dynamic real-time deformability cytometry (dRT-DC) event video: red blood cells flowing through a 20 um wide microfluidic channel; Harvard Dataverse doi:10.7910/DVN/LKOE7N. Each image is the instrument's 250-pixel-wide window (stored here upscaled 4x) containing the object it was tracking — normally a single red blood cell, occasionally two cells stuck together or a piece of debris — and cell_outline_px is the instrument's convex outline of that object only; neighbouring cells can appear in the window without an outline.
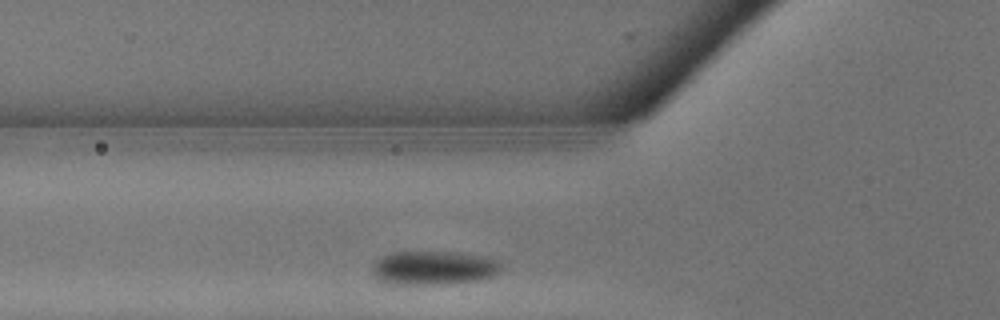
{"species": "common noctule bat (a hibernating species)", "species_latin": "Nyctalus noctula", "temperature_condition": "warm", "stored_images_in_passage": 11, "camera_frame_rate_fps": 3000, "um_per_image_px": 0.085, "animal": {"sex": "male", "body_mass_g": 13.3}, "frame": {"image": 1, "passage_image": 2, "time_ms": 0.333, "image_size_px": [1000, 320], "cell_outline_px": [[500, 268], [492, 276], [476, 280], [452, 284], [392, 284], [376, 280], [372, 272], [372, 264], [376, 260], [392, 252], [464, 252], [488, 256], [500, 260]], "centroid_in_image_um": [36.85, 22.76], "position_along_channel_um": 88.9, "area_um2": 25.78}}
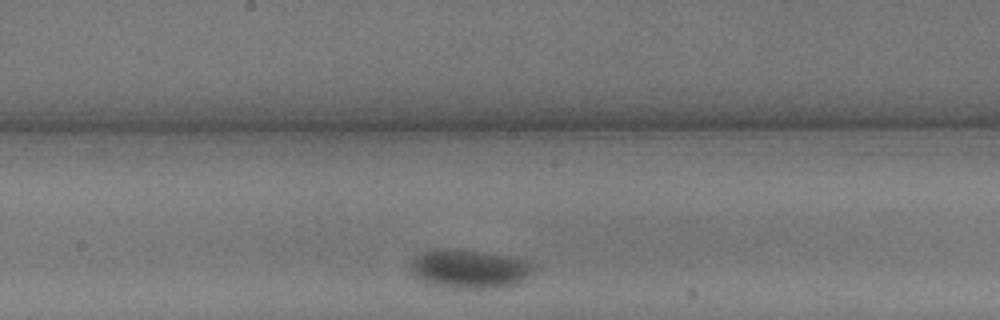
{"frame": {"image": 2, "passage_image": 7, "time_ms": 2.0, "image_size_px": [1000, 320], "cell_outline_px": [[536, 272], [524, 280], [516, 284], [504, 288], [452, 288], [432, 284], [416, 280], [408, 264], [420, 252], [432, 248], [460, 248], [508, 256], [524, 260], [536, 264]], "centroid_in_image_um": [39.9, 22.84], "position_along_channel_um": 208.3, "area_um2": 28.73}}
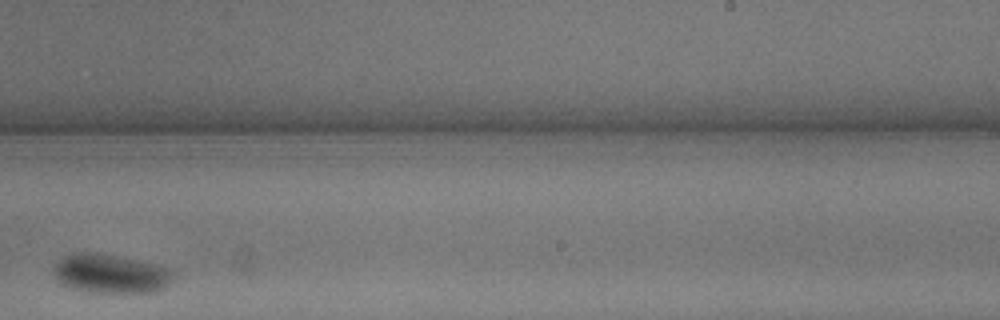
{"frame": {"image": 3, "passage_image": 10, "time_ms": 3.0, "image_size_px": [1000, 320], "cell_outline_px": [[176, 272], [172, 280], [164, 288], [152, 292], [96, 292], [72, 288], [64, 284], [56, 276], [56, 264], [64, 256], [72, 252], [92, 252], [116, 256], [156, 264], [168, 268]], "centroid_in_image_um": [9.46, 23.25], "position_along_channel_um": 279.5, "area_um2": 26.7}}